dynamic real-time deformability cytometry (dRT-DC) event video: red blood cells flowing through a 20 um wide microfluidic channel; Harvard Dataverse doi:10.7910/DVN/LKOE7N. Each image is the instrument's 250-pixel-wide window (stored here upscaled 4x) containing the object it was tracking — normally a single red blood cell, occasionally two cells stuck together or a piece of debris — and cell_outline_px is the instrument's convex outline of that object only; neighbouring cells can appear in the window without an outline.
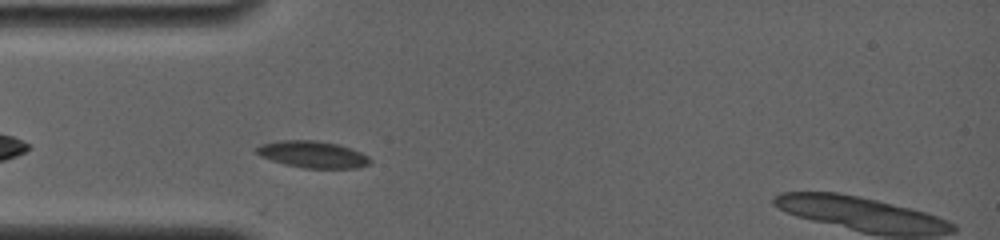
{"species": "common noctule bat (a hibernating species)", "species_latin": "Nyctalus noctula", "temperature_condition": "room temperature", "stored_images_in_passage": 56, "camera_frame_rate_fps": 4000, "um_per_image_px": 0.085, "animal": {"sex": "female", "body_mass_g": 19.0, "forearm_length_mm": 56.7}, "frame": {"image": 1, "passage_image": 4, "time_ms": 1.25, "image_size_px": [1000, 240], "cell_outline_px": [[372, 160], [368, 164], [356, 168], [304, 168], [284, 164], [260, 156], [256, 152], [256, 148], [260, 144], [280, 140], [316, 140], [340, 144], [352, 148], [368, 156]], "centroid_in_image_um": [26.59, 13.11], "position_along_channel_um": 58.4, "area_um2": 17.8}}
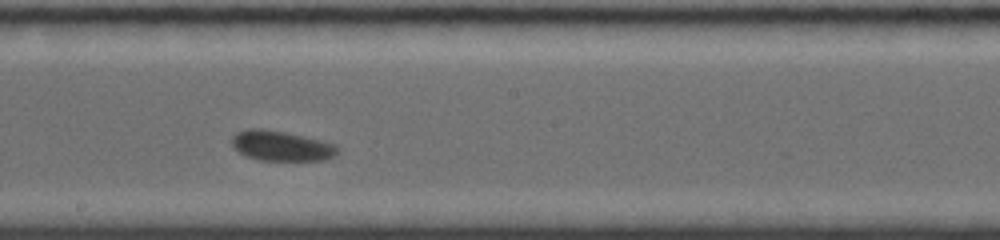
{"frame": {"image": 2, "passage_image": 24, "time_ms": 5.75, "image_size_px": [1000, 240], "cell_outline_px": [[340, 152], [324, 160], [260, 160], [244, 156], [232, 148], [232, 136], [236, 132], [248, 128], [260, 128], [284, 132], [324, 140], [336, 144], [340, 148]], "centroid_in_image_um": [23.91, 12.39], "position_along_channel_um": 224.3, "area_um2": 18.84}}
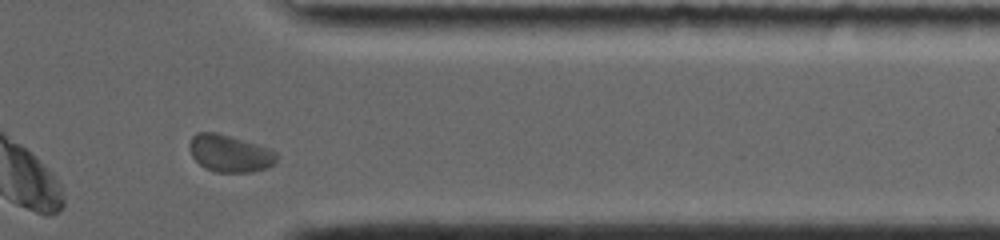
{"frame": {"image": 3, "passage_image": 48, "time_ms": 10.25, "image_size_px": [1000, 240], "cell_outline_px": [[276, 160], [268, 168], [252, 172], [216, 172], [204, 168], [192, 156], [188, 148], [188, 144], [192, 136], [196, 132], [216, 132], [272, 148], [276, 152]], "centroid_in_image_um": [19.52, 13.03], "position_along_channel_um": 391.9, "area_um2": 19.07}, "authors_computed_cell_mechanics": {"area_um2": 18.1492, "velocity_mm_per_s": 3.7265, "shape_relaxation_time_tau1_ms": 6.7182, "shape_relaxation_time_tau2_ms": 3.0696, "deformation_change_tau1": 0.0802, "deformation_change_tau2": 0.0621}}